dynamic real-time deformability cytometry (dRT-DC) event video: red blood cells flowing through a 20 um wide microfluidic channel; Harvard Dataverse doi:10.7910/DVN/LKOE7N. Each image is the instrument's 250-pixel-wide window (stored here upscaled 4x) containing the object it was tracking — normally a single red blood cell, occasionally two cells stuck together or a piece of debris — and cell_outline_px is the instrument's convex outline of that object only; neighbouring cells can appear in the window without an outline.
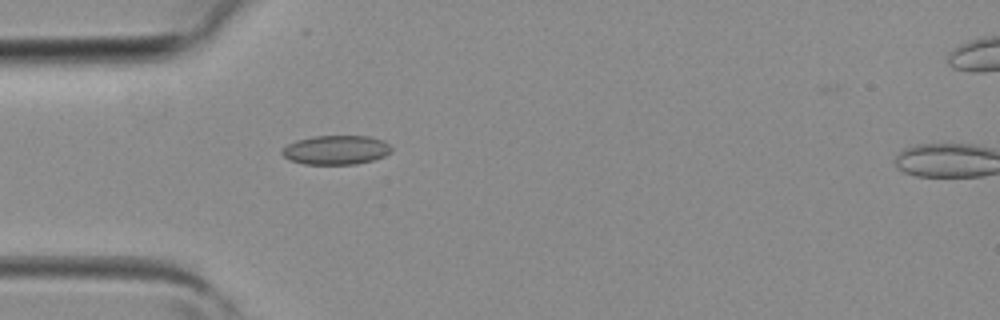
{"species": "common noctule bat (a hibernating species)", "species_latin": "Nyctalus noctula", "temperature_condition": "room temperature", "stored_images_in_passage": 2, "camera_frame_rate_fps": 3000, "um_per_image_px": 0.085, "animal": {"sex": "female", "body_mass_g": 19.3, "forearm_length_mm": 54.1}, "frame": {"image": 1, "passage_image": 1, "time_ms": 0.0, "image_size_px": [1000, 320], "cell_outline_px": [[392, 152], [384, 156], [372, 160], [356, 164], [304, 164], [288, 160], [280, 152], [288, 144], [296, 140], [312, 136], [368, 136], [384, 140], [392, 148]], "centroid_in_image_um": [28.56, 12.74], "position_along_channel_um": 56.4, "area_um2": 18.67}}